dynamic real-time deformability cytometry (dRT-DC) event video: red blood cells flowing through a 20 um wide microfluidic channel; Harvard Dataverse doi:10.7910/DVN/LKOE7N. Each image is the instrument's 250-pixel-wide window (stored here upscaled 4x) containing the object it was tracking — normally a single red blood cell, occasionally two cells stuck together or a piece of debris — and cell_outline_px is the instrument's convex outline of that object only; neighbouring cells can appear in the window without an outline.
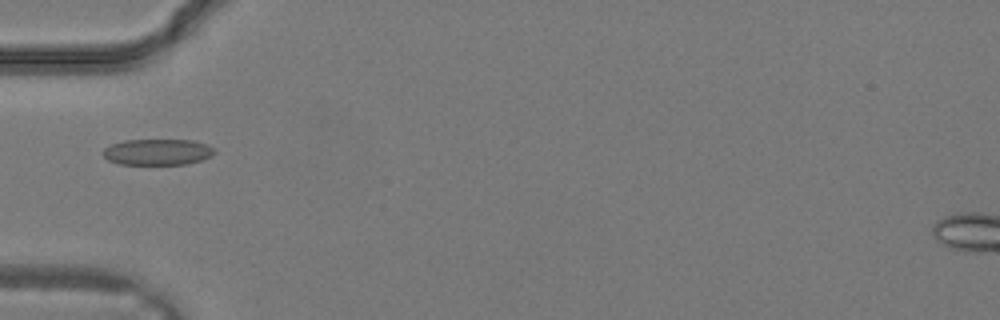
{"species": "common noctule bat (a hibernating species)", "species_latin": "Nyctalus noctula", "temperature_condition": "warm", "stored_images_in_passage": 21, "camera_frame_rate_fps": 3000, "um_per_image_px": 0.085, "animal": {"sex": "male", "body_mass_g": 19.2, "forearm_length_mm": 51.8}, "frame": {"image": 1, "passage_image": 12, "time_ms": 3.667, "image_size_px": [1000, 320], "cell_outline_px": [[216, 152], [212, 156], [188, 164], [120, 164], [108, 160], [104, 156], [104, 148], [112, 144], [124, 140], [192, 140], [204, 144], [212, 148]], "centroid_in_image_um": [13.39, 12.92], "position_along_channel_um": 71.6, "area_um2": 16.76}}
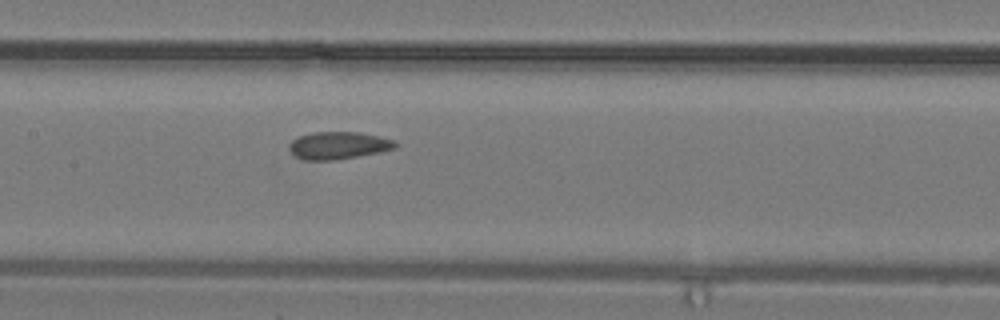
{"frame": {"image": 2, "passage_image": 17, "time_ms": 5.333, "image_size_px": [1000, 320], "cell_outline_px": [[396, 148], [380, 152], [336, 160], [304, 160], [296, 156], [288, 148], [292, 140], [300, 136], [312, 132], [360, 132], [380, 136], [396, 140]], "centroid_in_image_um": [28.79, 12.36], "position_along_channel_um": 178.6, "area_um2": 16.99}}
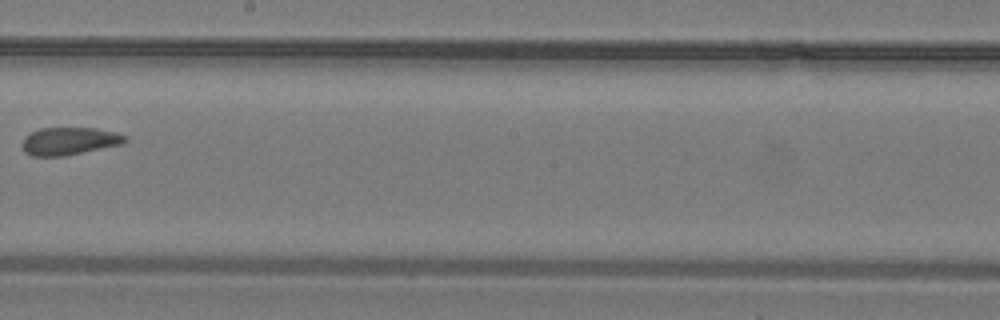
{"frame": {"image": 3, "passage_image": 20, "time_ms": 6.333, "image_size_px": [1000, 320], "cell_outline_px": [[128, 140], [120, 144], [64, 156], [32, 156], [24, 152], [24, 136], [40, 128], [96, 128], [128, 136]], "centroid_in_image_um": [5.88, 11.99], "position_along_channel_um": 242.3, "area_um2": 16.3}}